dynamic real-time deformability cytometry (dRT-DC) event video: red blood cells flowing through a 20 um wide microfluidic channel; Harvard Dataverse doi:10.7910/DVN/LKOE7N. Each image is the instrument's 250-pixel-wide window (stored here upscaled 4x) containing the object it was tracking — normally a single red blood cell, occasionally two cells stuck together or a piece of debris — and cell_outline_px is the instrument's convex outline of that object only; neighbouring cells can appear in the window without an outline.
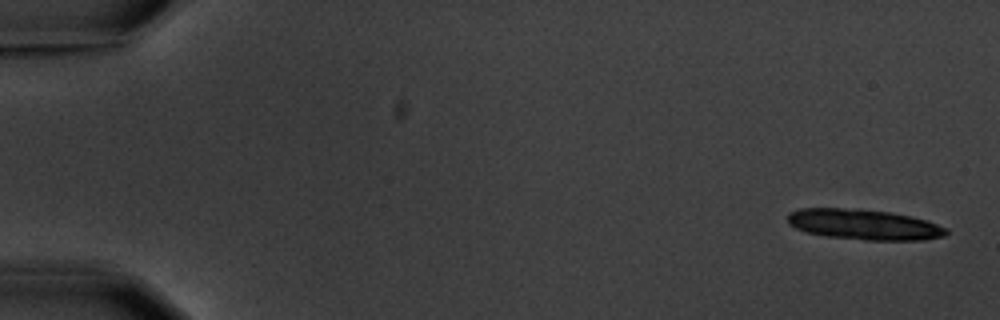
{"species": "common noctule bat (a hibernating species)", "species_latin": "Nyctalus noctula", "temperature_condition": "warm", "stored_images_in_passage": 5, "camera_frame_rate_fps": 3000, "um_per_image_px": 0.085, "animal": {"sex": "male", "body_mass_g": 20.1, "forearm_length_mm": 53.5}, "frame": {"image": 1, "passage_image": 1, "time_ms": 0.0, "image_size_px": [1000, 320], "cell_outline_px": [[948, 232], [944, 236], [924, 240], [864, 240], [828, 236], [808, 232], [796, 228], [788, 224], [788, 212], [800, 208], [856, 208], [892, 212], [924, 220], [948, 228]], "centroid_in_image_um": [73.42, 19.07], "position_along_channel_um": 11.6, "area_um2": 28.15}}